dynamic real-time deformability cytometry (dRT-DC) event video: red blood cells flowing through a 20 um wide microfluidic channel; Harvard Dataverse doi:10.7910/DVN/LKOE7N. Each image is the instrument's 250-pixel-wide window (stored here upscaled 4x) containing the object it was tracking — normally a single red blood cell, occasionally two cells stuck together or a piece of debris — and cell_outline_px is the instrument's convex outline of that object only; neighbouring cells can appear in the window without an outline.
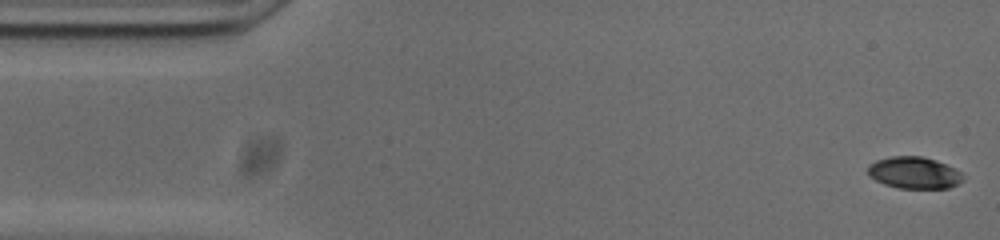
{"species": "common noctule bat (a hibernating species)", "species_latin": "Nyctalus noctula", "temperature_condition": "cold", "stored_images_in_passage": 53, "camera_frame_rate_fps": 3000, "um_per_image_px": 0.085, "animal": {"sex": "male", "body_mass_g": 20.0, "forearm_length_mm": 53.3}, "frame": {"image": 1, "passage_image": 1, "time_ms": 0.0, "image_size_px": [1000, 240], "cell_outline_px": [[964, 180], [948, 188], [900, 188], [884, 184], [868, 176], [868, 164], [876, 160], [892, 156], [924, 156], [936, 160], [956, 168], [964, 176]], "centroid_in_image_um": [77.71, 14.67], "position_along_channel_um": 7.3, "area_um2": 17.74}}
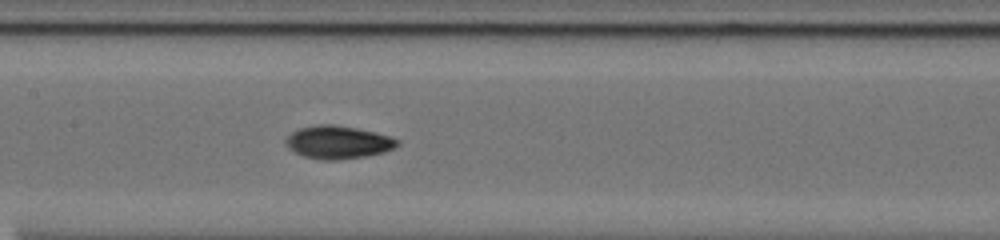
{"frame": {"image": 2, "passage_image": 24, "time_ms": 7.667, "image_size_px": [1000, 240], "cell_outline_px": [[400, 144], [384, 152], [364, 156], [332, 160], [324, 160], [304, 156], [296, 152], [288, 144], [288, 136], [292, 132], [300, 128], [316, 124], [332, 124], [356, 128], [376, 132], [392, 136], [400, 140]], "centroid_in_image_um": [28.81, 12.07], "position_along_channel_um": 178.6, "area_um2": 21.04}}
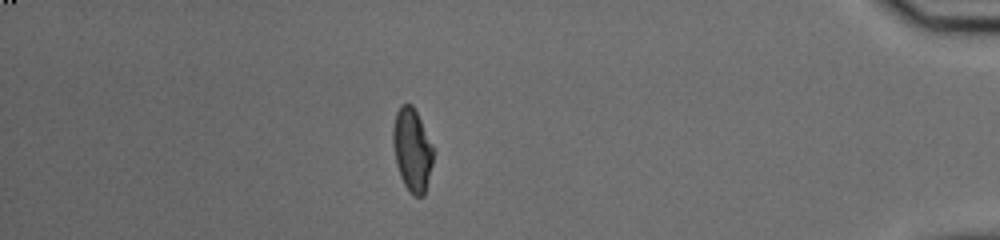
{"frame": {"image": 3, "passage_image": 46, "time_ms": 15.0, "image_size_px": [1000, 240], "cell_outline_px": [[432, 164], [424, 196], [416, 196], [404, 184], [400, 176], [396, 164], [392, 140], [392, 128], [396, 112], [400, 104], [412, 104], [432, 144]], "centroid_in_image_um": [35.0, 12.71], "position_along_channel_um": 400.2, "area_um2": 19.19}, "authors_computed_cell_mechanics": {"area_um2": 19.4786, "velocity_mm_per_s": 3.7344, "shape_relaxation_time_tau1_ms": 5.4428, "shape_relaxation_time_tau2_ms": 2.0511, "deformation_change_tau1": 0.1844, "deformation_change_tau2": 0.0641}}